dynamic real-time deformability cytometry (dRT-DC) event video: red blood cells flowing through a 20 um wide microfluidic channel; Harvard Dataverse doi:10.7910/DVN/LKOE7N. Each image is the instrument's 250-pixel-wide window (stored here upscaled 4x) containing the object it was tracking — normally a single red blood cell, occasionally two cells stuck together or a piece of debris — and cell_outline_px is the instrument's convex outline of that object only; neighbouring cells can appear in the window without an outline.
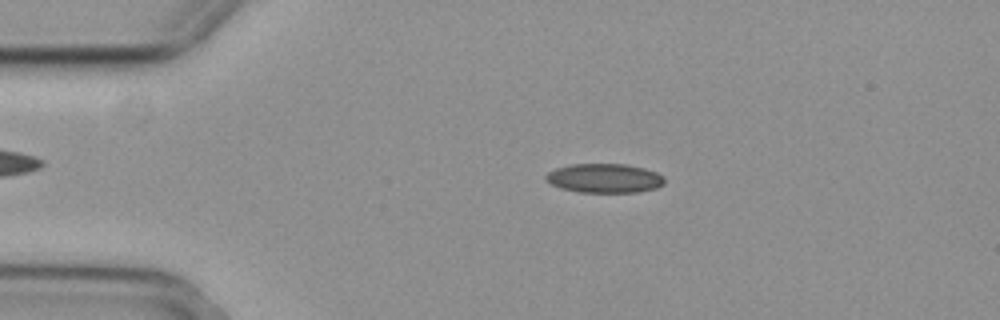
{"species": "common noctule bat (a hibernating species)", "species_latin": "Nyctalus noctula", "temperature_condition": "cold", "stored_images_in_passage": 55, "camera_frame_rate_fps": 3000, "um_per_image_px": 0.085, "animal": {"sex": "female", "body_mass_g": 29.2, "forearm_length_mm": 56.3}, "frame": {"image": 1, "passage_image": 11, "time_ms": 3.333, "image_size_px": [1000, 320], "cell_outline_px": [[664, 184], [656, 188], [636, 192], [580, 192], [560, 188], [552, 184], [544, 176], [548, 172], [556, 168], [572, 164], [624, 164], [644, 168], [656, 172], [664, 176]], "centroid_in_image_um": [51.39, 15.14], "position_along_channel_um": 33.6, "area_um2": 20.06}}
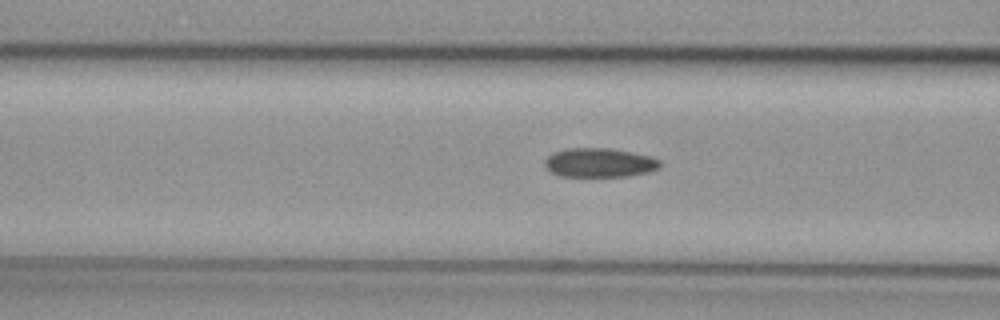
{"frame": {"image": 2, "passage_image": 21, "time_ms": 6.667, "image_size_px": [1000, 320], "cell_outline_px": [[660, 168], [648, 172], [628, 176], [560, 176], [548, 172], [544, 164], [544, 160], [552, 152], [564, 148], [612, 148], [652, 156], [660, 160]], "centroid_in_image_um": [50.92, 13.82], "position_along_channel_um": 115.7, "area_um2": 19.88}}
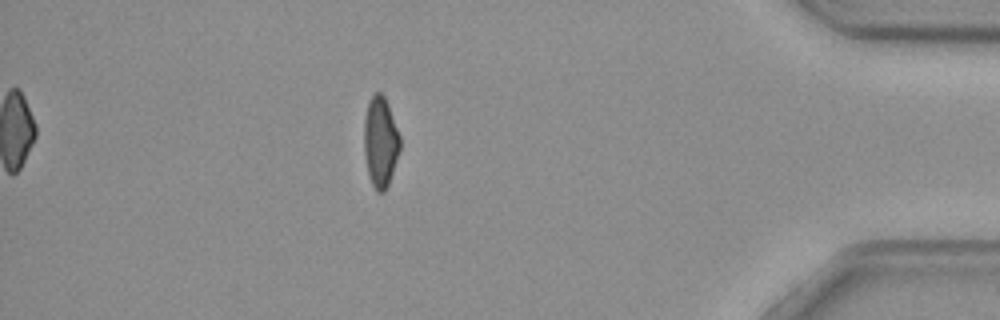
{"frame": {"image": 3, "passage_image": 48, "time_ms": 15.667, "image_size_px": [1000, 320], "cell_outline_px": [[400, 148], [388, 184], [384, 192], [376, 192], [368, 176], [364, 152], [364, 120], [368, 100], [376, 92], [380, 92], [384, 96], [388, 104], [400, 136]], "centroid_in_image_um": [32.32, 12.05], "position_along_channel_um": 402.9, "area_um2": 18.9}, "authors_computed_cell_mechanics": {"area_um2": 19.8254, "velocity_mm_per_s": 3.7081, "shape_relaxation_time_tau1_ms": 10.9189, "shape_relaxation_time_tau2_ms": 3.8528, "deformation_change_tau1": 0.1839, "deformation_change_tau2": 0.0818}}